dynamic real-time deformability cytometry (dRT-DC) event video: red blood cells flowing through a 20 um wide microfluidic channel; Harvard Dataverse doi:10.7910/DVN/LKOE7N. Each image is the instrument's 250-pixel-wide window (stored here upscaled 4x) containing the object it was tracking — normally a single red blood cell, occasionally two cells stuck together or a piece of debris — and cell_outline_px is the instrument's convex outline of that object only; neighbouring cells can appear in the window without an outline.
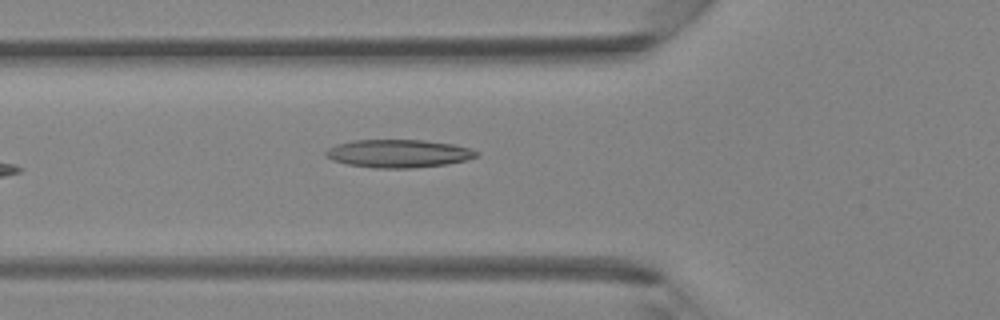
{"species": "Egyptian fruit bat (a non-hibernating species)", "species_latin": "Rousettus aegyptiacus", "temperature_condition": "room temperature", "stored_images_in_passage": 5, "camera_frame_rate_fps": 3000, "um_per_image_px": 0.085, "animal": {"sex": "female"}, "frame": {"image": 1, "passage_image": 5, "time_ms": 4.667, "image_size_px": [1000, 320], "cell_outline_px": [[480, 156], [468, 160], [448, 164], [412, 168], [376, 168], [348, 164], [332, 160], [324, 156], [324, 152], [328, 148], [336, 144], [356, 140], [424, 140], [452, 144], [468, 148], [480, 152]], "centroid_in_image_um": [33.89, 13.05], "position_along_channel_um": 91.9, "area_um2": 24.74}}